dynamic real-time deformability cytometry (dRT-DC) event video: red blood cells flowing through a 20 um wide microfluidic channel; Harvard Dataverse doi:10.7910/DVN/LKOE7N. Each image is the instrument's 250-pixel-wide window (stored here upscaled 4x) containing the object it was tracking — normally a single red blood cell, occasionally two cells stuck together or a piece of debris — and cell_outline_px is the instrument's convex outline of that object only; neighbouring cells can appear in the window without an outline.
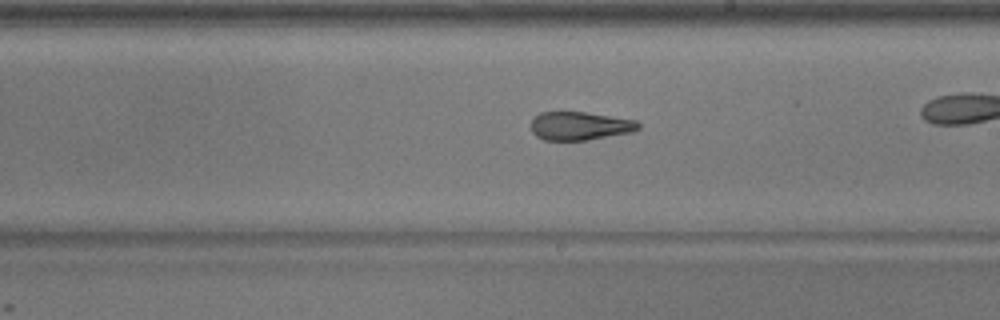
{"species": "common noctule bat (a hibernating species)", "species_latin": "Nyctalus noctula", "temperature_condition": "warm", "stored_images_in_passage": 41, "camera_frame_rate_fps": 3000, "um_per_image_px": 0.085, "animal": {"sex": "male", "body_mass_g": 17.9}, "frame": {"image": 1, "passage_image": 30, "time_ms": 9.667, "image_size_px": [1000, 320], "cell_outline_px": [[640, 128], [632, 132], [588, 140], [544, 140], [536, 136], [532, 132], [532, 120], [540, 112], [584, 112], [636, 120], [640, 124]], "centroid_in_image_um": [49.3, 10.71], "position_along_channel_um": 239.7, "area_um2": 17.69}}